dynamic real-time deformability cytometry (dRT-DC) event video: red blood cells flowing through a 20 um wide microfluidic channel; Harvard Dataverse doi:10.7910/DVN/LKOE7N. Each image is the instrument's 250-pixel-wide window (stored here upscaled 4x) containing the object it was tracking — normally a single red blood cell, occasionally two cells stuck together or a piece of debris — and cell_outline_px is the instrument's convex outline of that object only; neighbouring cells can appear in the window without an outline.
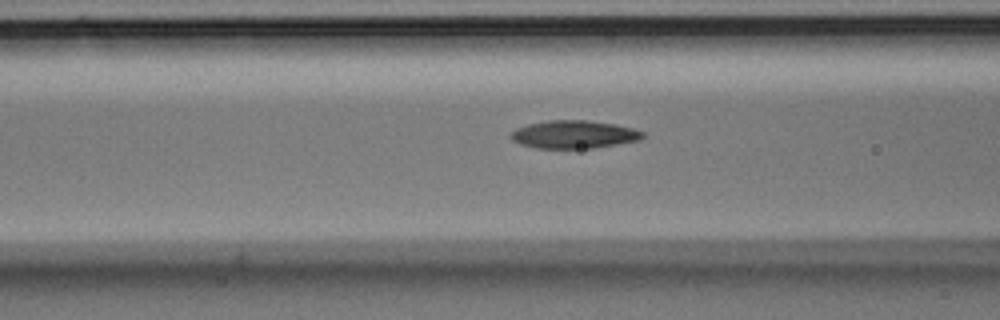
{"species": "Egyptian fruit bat (a non-hibernating species)", "species_latin": "Rousettus aegyptiacus", "temperature_condition": "room temperature", "stored_images_in_passage": 19, "camera_frame_rate_fps": 3000, "um_per_image_px": 0.085, "animal": {"sex": "male"}, "frame": {"image": 1, "passage_image": 17, "time_ms": 5.333, "image_size_px": [1000, 320], "cell_outline_px": [[644, 136], [640, 140], [592, 148], [536, 148], [520, 144], [512, 140], [508, 136], [516, 128], [528, 124], [548, 120], [588, 120], [616, 124], [632, 128], [644, 132]], "centroid_in_image_um": [48.77, 11.42], "position_along_channel_um": 117.8, "area_um2": 21.5}}